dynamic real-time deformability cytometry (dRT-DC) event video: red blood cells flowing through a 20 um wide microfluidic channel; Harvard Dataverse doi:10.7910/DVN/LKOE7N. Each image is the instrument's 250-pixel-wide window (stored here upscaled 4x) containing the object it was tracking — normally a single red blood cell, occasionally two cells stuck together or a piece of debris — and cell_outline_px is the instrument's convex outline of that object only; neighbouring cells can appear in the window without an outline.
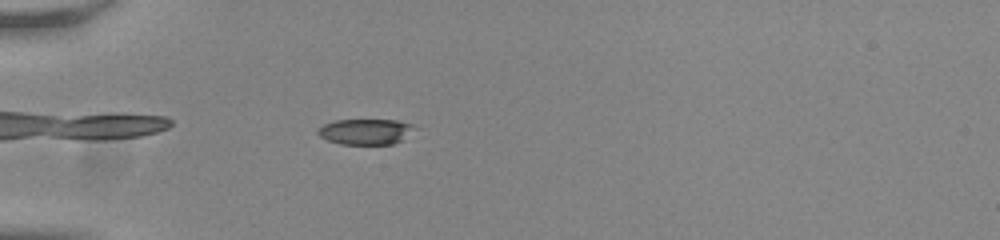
{"species": "common noctule bat (a hibernating species)", "species_latin": "Nyctalus noctula", "temperature_condition": "room temperature", "stored_images_in_passage": 55, "camera_frame_rate_fps": 3000, "um_per_image_px": 0.085, "animal": {"sex": "male", "body_mass_g": 20.0, "forearm_length_mm": 53.3}, "frame": {"image": 1, "passage_image": 17, "time_ms": 5.333, "image_size_px": [1000, 240], "cell_outline_px": [[416, 128], [400, 140], [392, 144], [340, 144], [328, 140], [320, 136], [316, 132], [324, 124], [336, 120], [396, 120], [416, 124]], "centroid_in_image_um": [31.09, 11.18], "position_along_channel_um": 53.9, "area_um2": 14.33}}
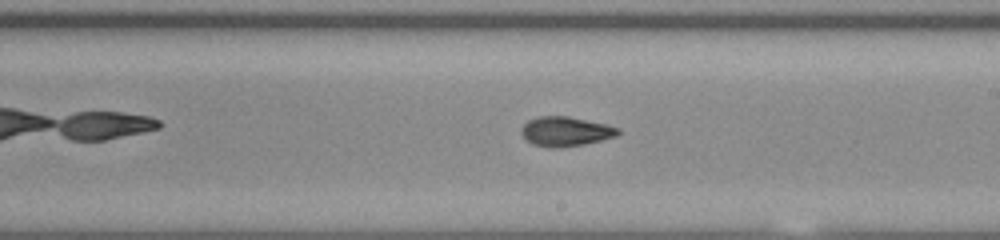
{"frame": {"image": 2, "passage_image": 33, "time_ms": 10.667, "image_size_px": [1000, 240], "cell_outline_px": [[620, 132], [616, 136], [584, 144], [556, 148], [552, 148], [532, 144], [520, 132], [520, 128], [528, 120], [536, 116], [568, 116], [608, 124], [620, 128]], "centroid_in_image_um": [48.07, 11.16], "position_along_channel_um": 240.9, "area_um2": 16.7}}
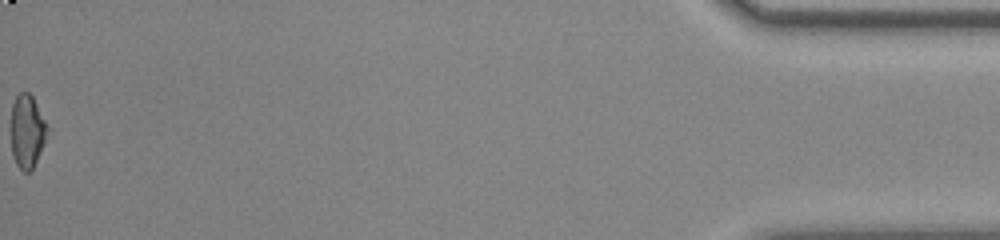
{"frame": {"image": 3, "passage_image": 55, "time_ms": 18.0, "image_size_px": [1000, 240], "cell_outline_px": [[48, 128], [44, 140], [36, 160], [32, 168], [28, 172], [24, 172], [16, 164], [12, 152], [12, 104], [16, 96], [20, 92], [28, 92], [32, 96]], "centroid_in_image_um": [2.28, 11.14], "position_along_channel_um": 432.9, "area_um2": 14.85}, "authors_computed_cell_mechanics": {"area_um2": 16.5308, "velocity_mm_per_s": 3.8333, "shape_relaxation_time_tau1_ms": 8.3143, "shape_relaxation_time_tau2_ms": 2.4193, "deformation_change_tau1": 0.1956, "deformation_change_tau2": 0.0758}}